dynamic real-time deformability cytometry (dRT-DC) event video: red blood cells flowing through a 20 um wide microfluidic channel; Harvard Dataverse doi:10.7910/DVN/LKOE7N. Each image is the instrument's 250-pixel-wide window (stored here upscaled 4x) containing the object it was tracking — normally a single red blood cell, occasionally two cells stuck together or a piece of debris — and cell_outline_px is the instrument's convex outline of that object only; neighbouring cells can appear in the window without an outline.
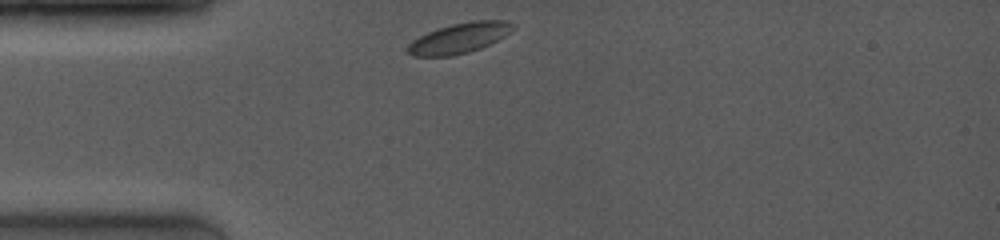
{"species": "common noctule bat (a hibernating species)", "species_latin": "Nyctalus noctula", "temperature_condition": "room temperature", "stored_images_in_passage": 32, "camera_frame_rate_fps": 4000, "um_per_image_px": 0.085, "animal": {"sex": "female", "body_mass_g": 19.0, "forearm_length_mm": 53.3}, "frame": {"image": 1, "passage_image": 1, "time_ms": 0.0, "image_size_px": [1000, 240], "cell_outline_px": [[516, 28], [512, 32], [480, 48], [468, 52], [452, 56], [412, 56], [408, 52], [408, 44], [412, 40], [428, 32], [452, 24], [472, 20], [504, 20], [516, 24]], "centroid_in_image_um": [39.08, 3.22], "position_along_channel_um": 45.9, "area_um2": 18.5}}
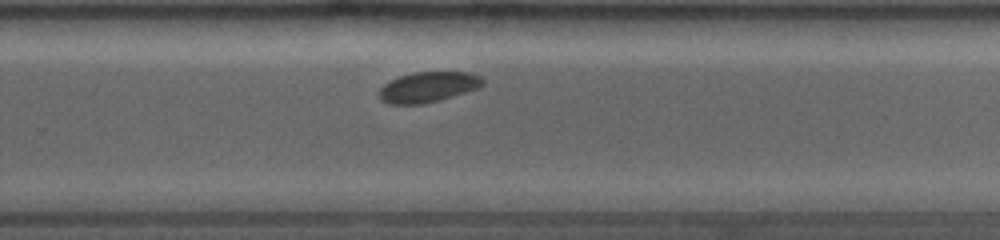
{"frame": {"image": 2, "passage_image": 22, "time_ms": 6.75, "image_size_px": [1000, 240], "cell_outline_px": [[484, 84], [476, 88], [440, 100], [420, 104], [388, 104], [380, 100], [380, 88], [384, 84], [400, 76], [412, 72], [468, 72], [480, 76], [484, 80]], "centroid_in_image_um": [36.37, 7.39], "position_along_channel_um": 293.4, "area_um2": 18.15}}
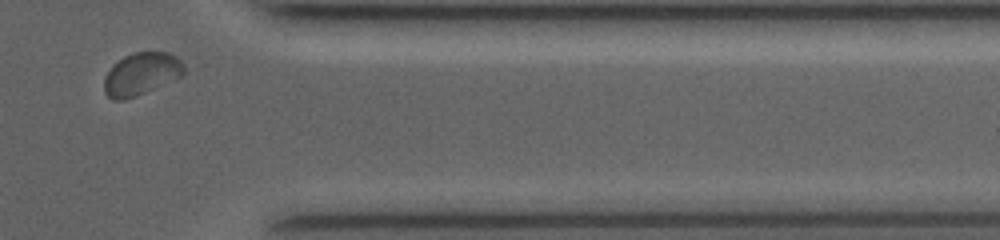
{"frame": {"image": 3, "passage_image": 30, "time_ms": 9.5, "image_size_px": [1000, 240], "cell_outline_px": [[184, 76], [136, 96], [124, 100], [112, 100], [104, 92], [104, 76], [112, 64], [124, 56], [132, 52], [168, 52], [176, 56], [184, 64]], "centroid_in_image_um": [12.0, 6.28], "position_along_channel_um": 399.4, "area_um2": 20.06}}